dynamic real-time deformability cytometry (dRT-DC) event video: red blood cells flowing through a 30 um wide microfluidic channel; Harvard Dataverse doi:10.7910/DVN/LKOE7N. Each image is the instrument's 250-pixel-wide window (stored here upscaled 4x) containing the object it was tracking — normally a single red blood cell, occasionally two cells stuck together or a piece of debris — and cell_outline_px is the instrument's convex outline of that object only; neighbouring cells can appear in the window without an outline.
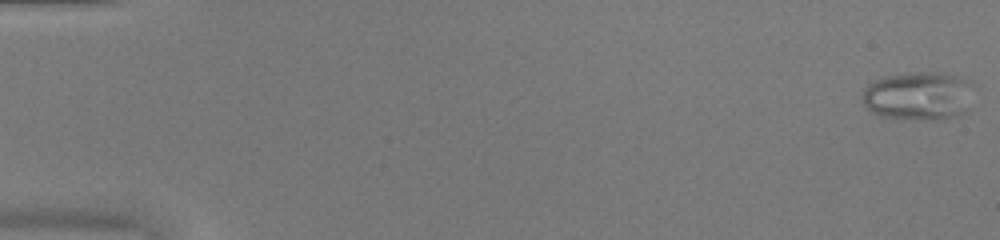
{"species": "common noctule bat (a hibernating species)", "species_latin": "Nyctalus noctula", "temperature_condition": "warm", "stored_images_in_passage": 50, "camera_frame_rate_fps": 3000, "um_per_image_px": 0.085, "animal": {"sex": "female", "body_mass_g": 20.0, "forearm_length_mm": 54.0}, "frame": {"image": 1, "passage_image": 1, "time_ms": 0.0, "image_size_px": [1000, 240], "cell_outline_px": [[972, 80], [968, 112], [960, 116], [936, 120], [924, 120], [880, 116], [872, 112], [864, 104], [864, 88], [868, 84], [884, 76], [912, 72], [936, 72], [956, 76]], "centroid_in_image_um": [78.11, 8.16], "position_along_channel_um": 6.9, "area_um2": 31.67}}
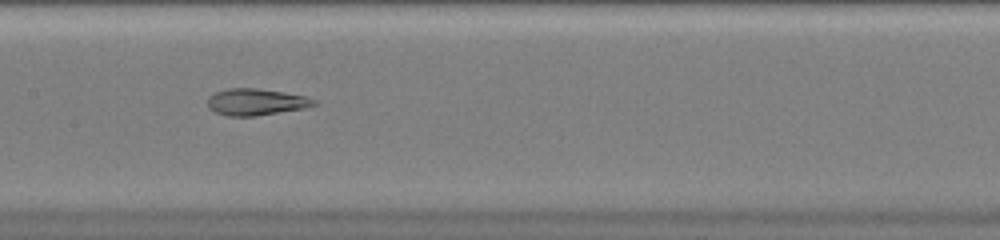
{"frame": {"image": 2, "passage_image": 26, "time_ms": 8.333, "image_size_px": [1000, 240], "cell_outline_px": [[316, 104], [304, 108], [256, 116], [228, 116], [216, 112], [208, 108], [208, 96], [216, 92], [228, 88], [256, 88], [284, 92], [304, 96], [316, 100]], "centroid_in_image_um": [21.73, 8.66], "position_along_channel_um": 185.7, "area_um2": 16.42}}
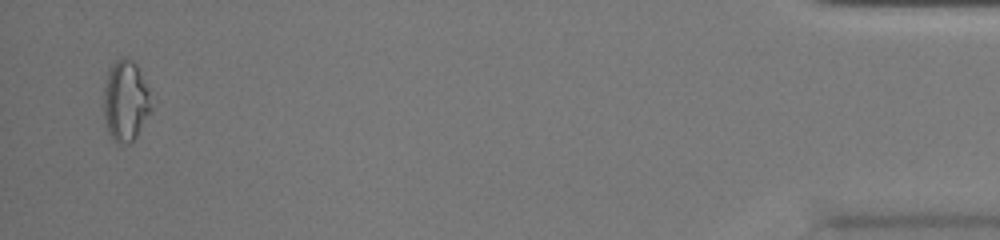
{"frame": {"image": 3, "passage_image": 49, "time_ms": 16.0, "image_size_px": [1000, 240], "cell_outline_px": [[152, 108], [136, 136], [128, 144], [120, 144], [108, 132], [104, 116], [104, 88], [108, 72], [112, 64], [120, 56], [128, 56], [136, 64], [148, 88]], "centroid_in_image_um": [10.67, 8.53], "position_along_channel_um": 424.5, "area_um2": 22.2}, "authors_computed_cell_mechanics": {"area_um2": 20.0566, "velocity_mm_per_s": 4.1599, "shape_relaxation_time_tau1_ms": null, "shape_relaxation_time_tau2_ms": 1.433, "deformation_change_tau1": null, "deformation_change_tau2": 0.0964}}